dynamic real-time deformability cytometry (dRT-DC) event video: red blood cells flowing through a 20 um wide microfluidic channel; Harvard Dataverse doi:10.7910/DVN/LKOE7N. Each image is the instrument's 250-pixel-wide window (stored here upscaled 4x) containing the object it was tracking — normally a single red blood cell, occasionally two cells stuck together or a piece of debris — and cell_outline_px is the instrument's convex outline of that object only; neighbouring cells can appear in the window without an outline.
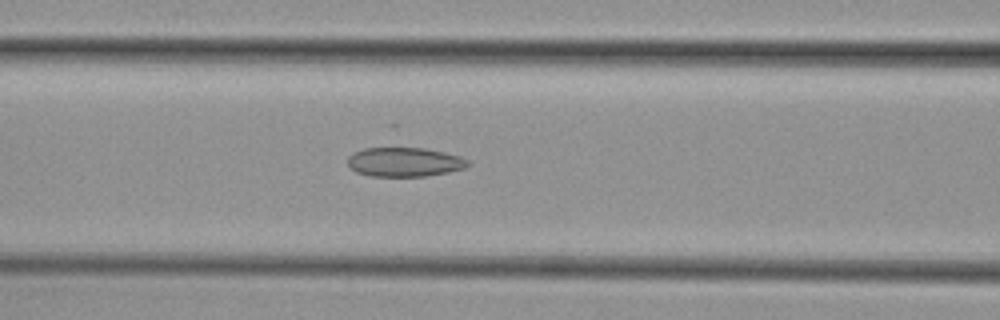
{"species": "common noctule bat (a hibernating species)", "species_latin": "Nyctalus noctula", "temperature_condition": "cold", "stored_images_in_passage": 54, "camera_frame_rate_fps": 3000, "um_per_image_px": 0.085, "animal": {"sex": "female", "body_mass_g": 29.2, "forearm_length_mm": 56.3}, "frame": {"image": 1, "passage_image": 22, "time_ms": 7.0, "image_size_px": [1000, 320], "cell_outline_px": [[472, 164], [464, 168], [448, 172], [424, 176], [372, 176], [356, 172], [348, 164], [348, 156], [352, 152], [364, 148], [424, 148], [444, 152], [460, 156], [468, 160]], "centroid_in_image_um": [34.39, 13.76], "position_along_channel_um": 132.2, "area_um2": 20.46}}
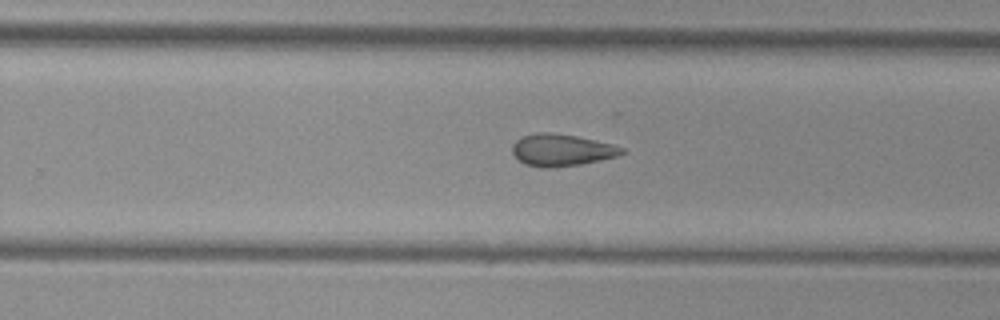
{"frame": {"image": 2, "passage_image": 34, "time_ms": 11.0, "image_size_px": [1000, 320], "cell_outline_px": [[624, 152], [616, 156], [580, 164], [552, 168], [544, 168], [524, 164], [512, 152], [512, 144], [516, 140], [524, 136], [536, 132], [552, 132], [576, 136], [612, 144], [624, 148]], "centroid_in_image_um": [47.7, 12.75], "position_along_channel_um": 282.1, "area_um2": 20.23}}
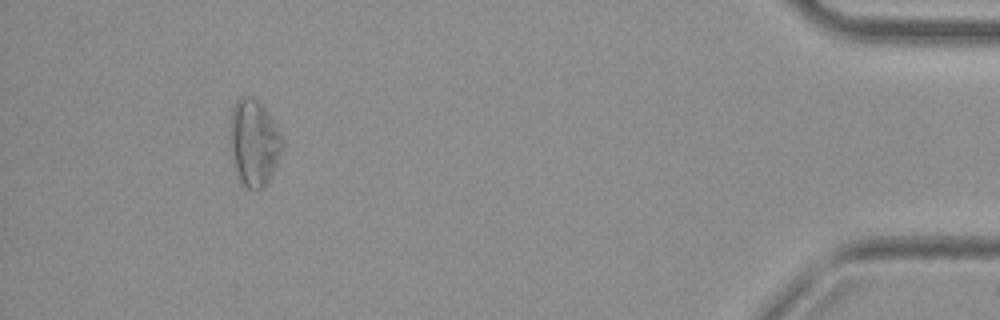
{"frame": {"image": 3, "passage_image": 50, "time_ms": 16.333, "image_size_px": [1000, 320], "cell_outline_px": [[284, 148], [272, 176], [260, 188], [252, 192], [244, 188], [240, 184], [236, 176], [228, 148], [228, 128], [232, 108], [236, 100], [240, 96], [252, 96], [264, 104], [280, 132], [284, 140]], "centroid_in_image_um": [21.55, 12.14], "position_along_channel_um": 413.7, "area_um2": 27.92}, "authors_computed_cell_mechanics": {"area_um2": 22.5709, "velocity_mm_per_s": 3.753, "shape_relaxation_time_tau1_ms": null, "shape_relaxation_time_tau2_ms": 4.3576, "deformation_change_tau1": null, "deformation_change_tau2": 0.1045}}